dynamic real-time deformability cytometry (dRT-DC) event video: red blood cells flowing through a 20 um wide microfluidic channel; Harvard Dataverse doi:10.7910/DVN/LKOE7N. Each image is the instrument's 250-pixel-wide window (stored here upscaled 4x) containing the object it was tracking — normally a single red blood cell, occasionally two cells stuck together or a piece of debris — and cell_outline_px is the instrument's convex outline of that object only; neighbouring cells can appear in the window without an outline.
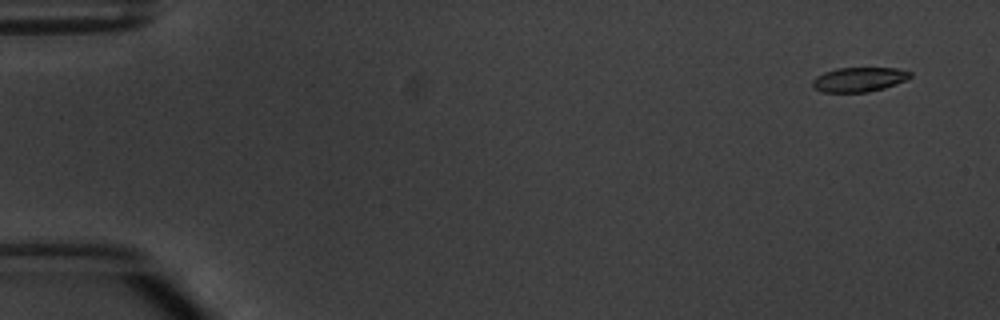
{"species": "common noctule bat (a hibernating species)", "species_latin": "Nyctalus noctula", "temperature_condition": "warm", "stored_images_in_passage": 4, "camera_frame_rate_fps": 3000, "um_per_image_px": 0.085, "animal": {"sex": "male", "body_mass_g": 20.1, "forearm_length_mm": 53.5}, "frame": {"image": 1, "passage_image": 1, "time_ms": 0.0, "image_size_px": [1000, 320], "cell_outline_px": [[912, 76], [904, 80], [884, 88], [868, 92], [820, 92], [812, 84], [812, 80], [816, 76], [824, 72], [836, 68], [896, 68], [912, 72]], "centroid_in_image_um": [72.99, 6.75], "position_along_channel_um": 12.0, "area_um2": 13.87}}
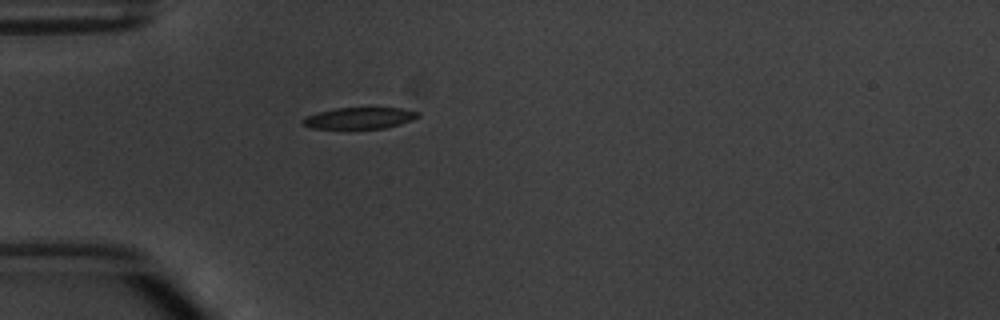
{"frame": {"image": 2, "passage_image": 4, "time_ms": 4.333, "image_size_px": [1000, 320], "cell_outline_px": [[420, 116], [412, 120], [400, 124], [384, 128], [312, 128], [304, 124], [300, 120], [308, 116], [320, 112], [336, 108], [400, 108], [420, 112]], "centroid_in_image_um": [30.61, 10.03], "position_along_channel_um": 54.4, "area_um2": 14.1}}